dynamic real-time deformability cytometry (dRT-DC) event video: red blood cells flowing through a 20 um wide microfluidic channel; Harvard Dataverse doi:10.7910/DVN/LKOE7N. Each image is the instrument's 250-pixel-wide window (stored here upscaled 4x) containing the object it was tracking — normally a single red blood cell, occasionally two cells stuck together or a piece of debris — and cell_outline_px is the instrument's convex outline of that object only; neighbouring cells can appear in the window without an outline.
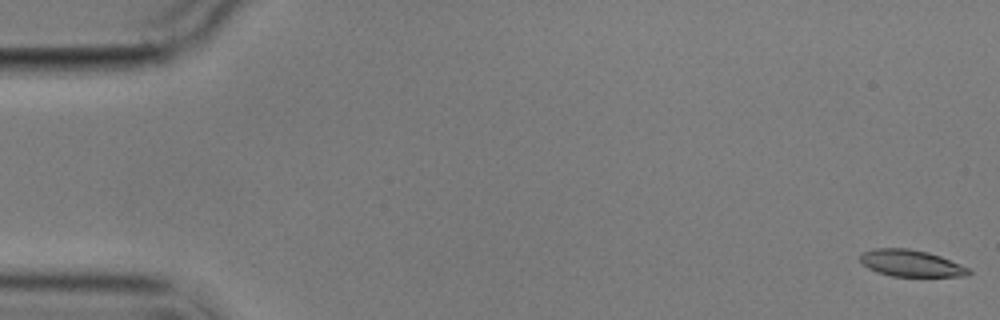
{"species": "common noctule bat (a hibernating species)", "species_latin": "Nyctalus noctula", "temperature_condition": "cold", "stored_images_in_passage": 7, "camera_frame_rate_fps": 3000, "um_per_image_px": 0.085, "animal": {"sex": "male", "body_mass_g": 17.9}, "frame": {"image": 1, "passage_image": 1, "time_ms": 0.0, "image_size_px": [1000, 320], "cell_outline_px": [[972, 272], [968, 276], [892, 276], [876, 272], [868, 268], [860, 260], [860, 256], [864, 252], [876, 248], [908, 248], [928, 252], [940, 256], [960, 264], [968, 268]], "centroid_in_image_um": [77.44, 22.38], "position_along_channel_um": 7.6, "area_um2": 16.76}}
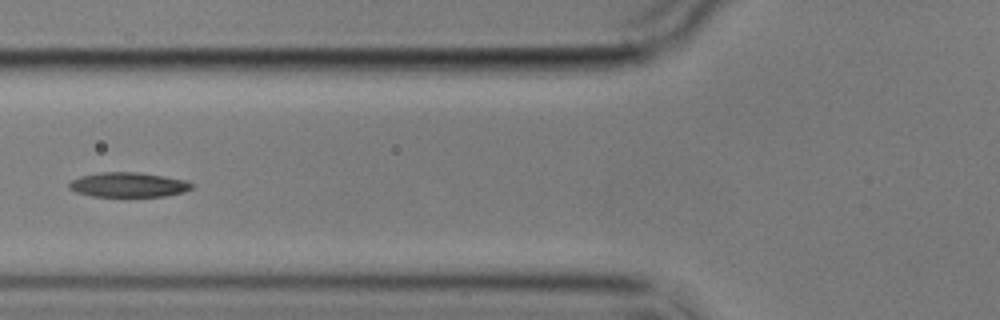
{"frame": {"image": 2, "passage_image": 6, "time_ms": 7.0, "image_size_px": [1000, 320], "cell_outline_px": [[196, 184], [192, 188], [184, 192], [164, 196], [92, 196], [76, 192], [68, 188], [68, 184], [72, 180], [80, 176], [100, 172], [140, 172], [164, 176], [184, 180]], "centroid_in_image_um": [10.91, 15.7], "position_along_channel_um": 114.9, "area_um2": 17.69}}
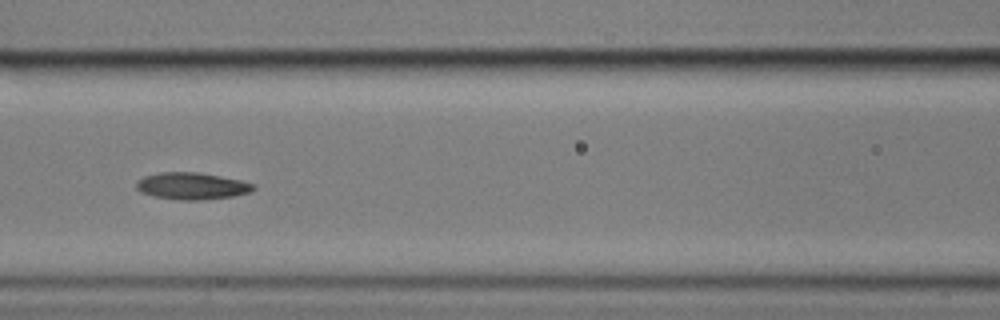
{"frame": {"image": 3, "passage_image": 7, "time_ms": 8.0, "image_size_px": [1000, 320], "cell_outline_px": [[256, 188], [248, 192], [232, 196], [200, 200], [180, 200], [156, 196], [140, 192], [136, 188], [136, 180], [144, 176], [160, 172], [200, 172], [240, 180], [256, 184]], "centroid_in_image_um": [16.29, 15.8], "position_along_channel_um": 150.3, "area_um2": 18.32}}